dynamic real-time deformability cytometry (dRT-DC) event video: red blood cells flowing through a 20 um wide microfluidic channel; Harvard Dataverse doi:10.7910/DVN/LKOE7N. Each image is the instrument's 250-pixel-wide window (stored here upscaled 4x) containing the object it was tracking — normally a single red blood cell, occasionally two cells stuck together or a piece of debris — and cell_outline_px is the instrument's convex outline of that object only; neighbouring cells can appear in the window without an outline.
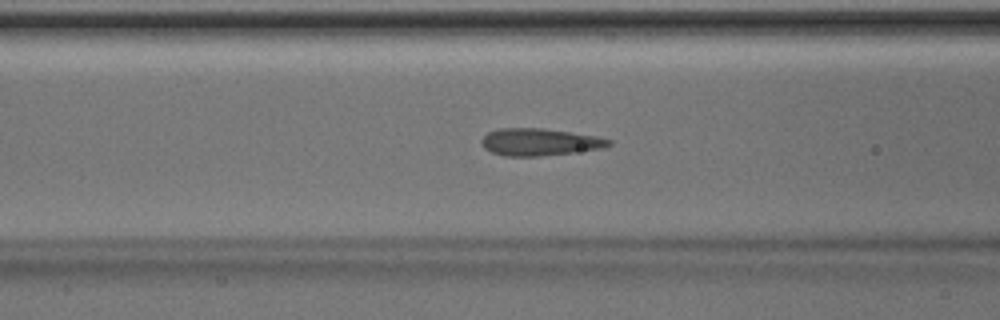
{"species": "Egyptian fruit bat (a non-hibernating species)", "species_latin": "Rousettus aegyptiacus", "temperature_condition": "room temperature", "stored_images_in_passage": 38, "camera_frame_rate_fps": 3000, "um_per_image_px": 0.085, "animal": {"sex": "male"}, "frame": {"image": 1, "passage_image": 14, "time_ms": 4.333, "image_size_px": [1000, 320], "cell_outline_px": [[612, 144], [604, 148], [540, 156], [504, 156], [492, 152], [484, 148], [480, 144], [480, 140], [488, 132], [500, 128], [544, 128], [596, 136], [612, 140]], "centroid_in_image_um": [45.84, 12.07], "position_along_channel_um": 120.8, "area_um2": 20.17}}
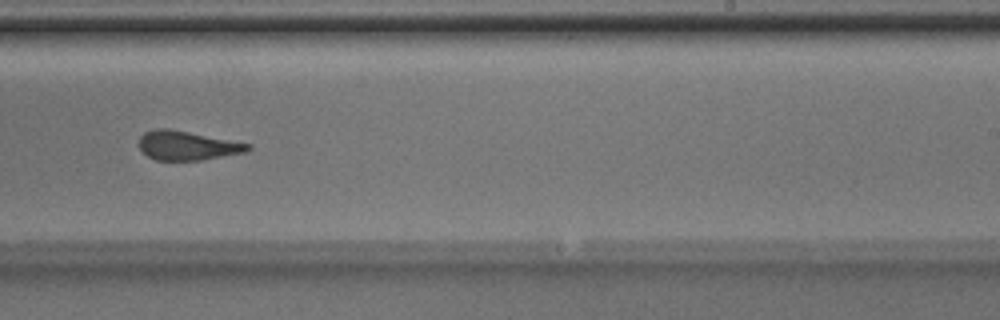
{"frame": {"image": 2, "passage_image": 25, "time_ms": 8.0, "image_size_px": [1000, 320], "cell_outline_px": [[252, 148], [244, 152], [200, 160], [156, 160], [148, 156], [140, 148], [140, 136], [144, 132], [160, 128], [168, 128], [252, 144]], "centroid_in_image_um": [15.92, 12.37], "position_along_channel_um": 273.1, "area_um2": 18.21}}
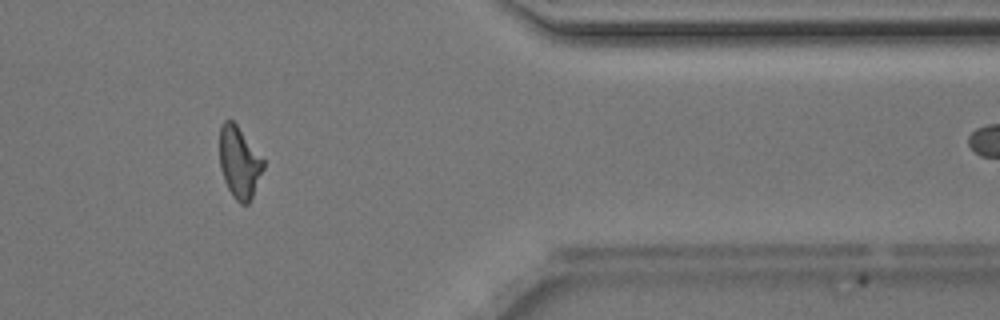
{"frame": {"image": 3, "passage_image": 35, "time_ms": 11.333, "image_size_px": [1000, 320], "cell_outline_px": [[264, 168], [252, 196], [248, 204], [240, 204], [232, 196], [224, 180], [220, 168], [220, 128], [224, 120], [232, 120], [236, 124], [264, 160]], "centroid_in_image_um": [20.33, 13.82], "position_along_channel_um": 391.1, "area_um2": 18.03}, "authors_computed_cell_mechanics": {"area_um2": 19.7676, "velocity_mm_per_s": 4.1597, "shape_relaxation_time_tau1_ms": 6.5362, "shape_relaxation_time_tau2_ms": null, "deformation_change_tau1": 0.1522, "deformation_change_tau2": null}}